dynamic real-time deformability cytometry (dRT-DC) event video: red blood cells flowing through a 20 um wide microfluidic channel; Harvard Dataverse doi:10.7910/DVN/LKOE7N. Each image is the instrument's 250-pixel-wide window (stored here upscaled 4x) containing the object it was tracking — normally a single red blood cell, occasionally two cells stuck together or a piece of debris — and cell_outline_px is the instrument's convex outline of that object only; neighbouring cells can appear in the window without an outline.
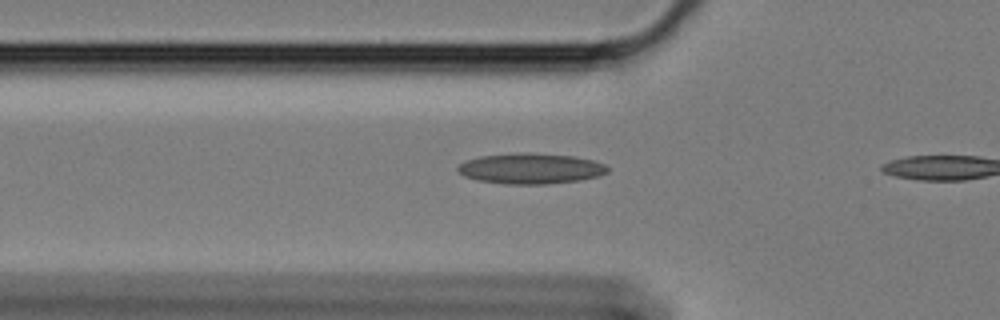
{"species": "Egyptian fruit bat (a non-hibernating species)", "species_latin": "Rousettus aegyptiacus", "temperature_condition": "cold", "stored_images_in_passage": 3, "camera_frame_rate_fps": 3000, "um_per_image_px": 0.085, "animal": {"sex": "female"}, "frame": {"image": 1, "passage_image": 2, "time_ms": 0.333, "image_size_px": [1000, 320], "cell_outline_px": [[608, 172], [600, 176], [580, 180], [548, 184], [504, 184], [476, 180], [464, 176], [456, 168], [464, 160], [480, 156], [520, 152], [528, 152], [576, 156], [592, 160], [604, 164], [608, 168]], "centroid_in_image_um": [45.1, 14.32], "position_along_channel_um": 80.7, "area_um2": 26.99}}